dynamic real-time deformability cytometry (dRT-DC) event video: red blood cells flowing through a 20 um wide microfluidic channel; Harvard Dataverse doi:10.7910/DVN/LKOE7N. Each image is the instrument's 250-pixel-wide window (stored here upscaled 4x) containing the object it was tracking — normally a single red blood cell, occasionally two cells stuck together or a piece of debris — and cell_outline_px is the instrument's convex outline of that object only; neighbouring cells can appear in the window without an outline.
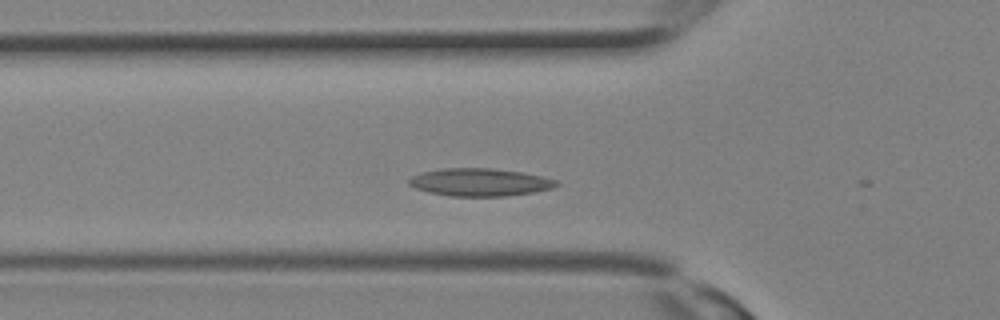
{"species": "Egyptian fruit bat (a non-hibernating species)", "species_latin": "Rousettus aegyptiacus", "temperature_condition": "room temperature", "stored_images_in_passage": 11, "camera_frame_rate_fps": 3000, "um_per_image_px": 0.085, "animal": {"sex": "female"}, "frame": {"image": 1, "passage_image": 5, "time_ms": 1.333, "image_size_px": [1000, 320], "cell_outline_px": [[560, 184], [552, 188], [532, 192], [504, 196], [452, 196], [428, 192], [416, 188], [408, 184], [408, 180], [412, 176], [420, 172], [440, 168], [492, 168], [520, 172], [560, 180]], "centroid_in_image_um": [40.77, 15.48], "position_along_channel_um": 85.0, "area_um2": 23.81}}
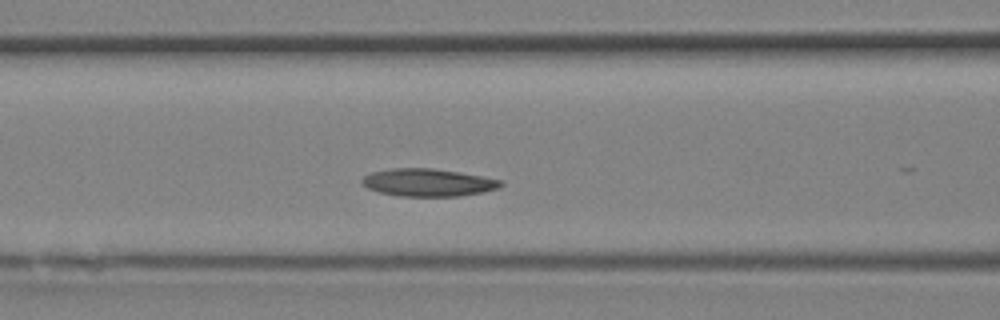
{"frame": {"image": 2, "passage_image": 7, "time_ms": 2.0, "image_size_px": [1000, 320], "cell_outline_px": [[504, 184], [500, 188], [484, 192], [460, 196], [396, 196], [380, 192], [368, 188], [360, 180], [364, 176], [372, 172], [388, 168], [432, 168], [460, 172], [484, 176], [504, 180]], "centroid_in_image_um": [36.44, 15.51], "position_along_channel_um": 130.2, "area_um2": 22.6}}
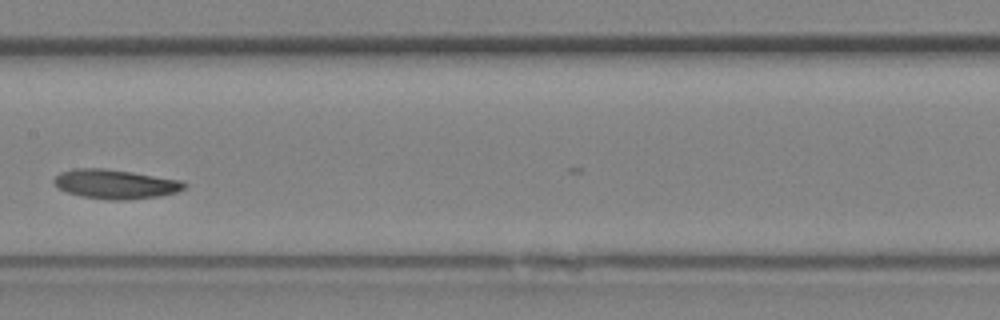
{"frame": {"image": 3, "passage_image": 10, "time_ms": 3.0, "image_size_px": [1000, 320], "cell_outline_px": [[188, 184], [184, 188], [176, 192], [160, 196], [128, 200], [108, 200], [80, 196], [68, 192], [52, 184], [52, 180], [60, 172], [76, 168], [104, 168], [132, 172], [180, 180]], "centroid_in_image_um": [9.78, 15.65], "position_along_channel_um": 197.6, "area_um2": 22.31}}